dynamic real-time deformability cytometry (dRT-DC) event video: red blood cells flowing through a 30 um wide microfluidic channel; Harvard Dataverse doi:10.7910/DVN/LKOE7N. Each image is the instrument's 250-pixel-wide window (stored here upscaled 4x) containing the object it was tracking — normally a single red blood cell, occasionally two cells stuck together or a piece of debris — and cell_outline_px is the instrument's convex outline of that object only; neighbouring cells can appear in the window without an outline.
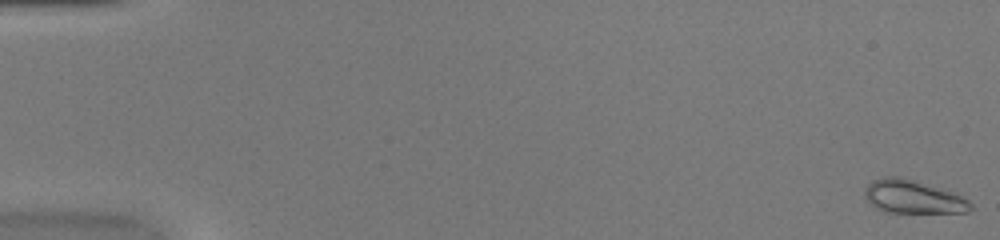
{"species": "common noctule bat (a hibernating species)", "species_latin": "Nyctalus noctula", "temperature_condition": "warm", "stored_images_in_passage": 52, "camera_frame_rate_fps": 3000, "um_per_image_px": 0.085, "animal": {"sex": "female", "body_mass_g": 20.0, "forearm_length_mm": 54.0}, "frame": {"image": 1, "passage_image": 1, "time_ms": 0.0, "image_size_px": [1000, 240], "cell_outline_px": [[972, 208], [968, 212], [884, 212], [876, 208], [864, 196], [864, 188], [872, 180], [884, 176], [900, 176], [956, 192], [968, 200], [972, 204]], "centroid_in_image_um": [77.6, 16.71], "position_along_channel_um": 7.4, "area_um2": 20.69}}
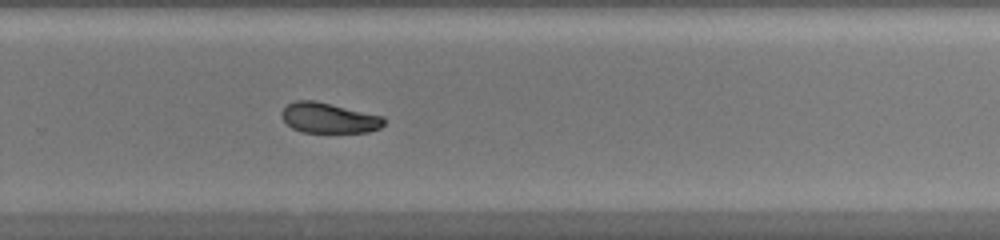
{"frame": {"image": 2, "passage_image": 36, "time_ms": 11.667, "image_size_px": [1000, 240], "cell_outline_px": [[384, 124], [380, 128], [368, 132], [300, 132], [292, 128], [280, 116], [280, 112], [288, 104], [296, 100], [316, 100], [384, 116]], "centroid_in_image_um": [27.94, 10.02], "position_along_channel_um": 301.9, "area_um2": 18.21}}
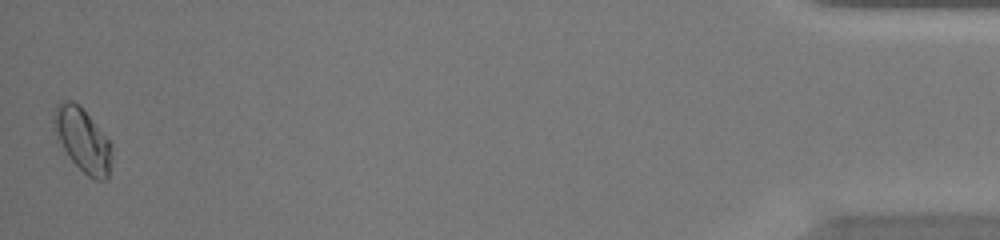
{"frame": {"image": 3, "passage_image": 52, "time_ms": 17.0, "image_size_px": [1000, 240], "cell_outline_px": [[112, 156], [108, 176], [104, 180], [96, 180], [88, 176], [68, 156], [56, 136], [52, 128], [52, 116], [56, 104], [60, 100], [72, 100], [92, 120], [108, 140]], "centroid_in_image_um": [6.97, 11.88], "position_along_channel_um": 428.2, "area_um2": 21.1}, "authors_computed_cell_mechanics": {"area_um2": 19.4497, "velocity_mm_per_s": 4.0126, "shape_relaxation_time_tau1_ms": null, "shape_relaxation_time_tau2_ms": 3.9365, "deformation_change_tau1": null, "deformation_change_tau2": 0.0485}}